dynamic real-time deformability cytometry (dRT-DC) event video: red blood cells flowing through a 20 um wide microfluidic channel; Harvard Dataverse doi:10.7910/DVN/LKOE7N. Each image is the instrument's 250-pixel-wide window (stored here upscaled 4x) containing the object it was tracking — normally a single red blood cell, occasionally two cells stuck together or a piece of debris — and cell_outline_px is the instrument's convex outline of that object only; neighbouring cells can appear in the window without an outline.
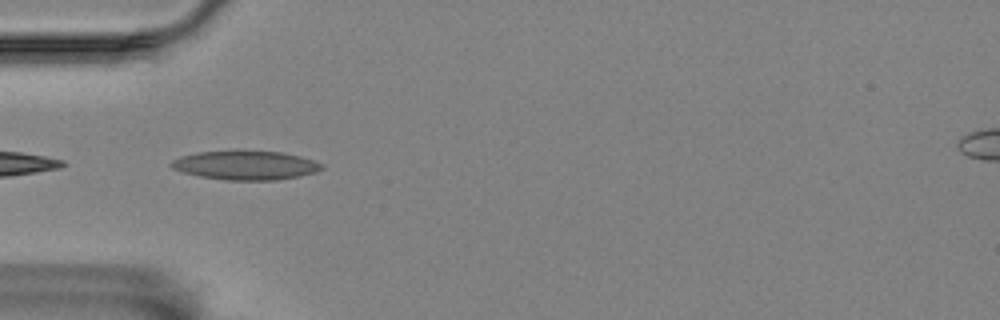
{"species": "Egyptian fruit bat (a non-hibernating species)", "species_latin": "Rousettus aegyptiacus", "temperature_condition": "room temperature", "stored_images_in_passage": 6, "camera_frame_rate_fps": 3000, "um_per_image_px": 0.085, "animal": {"sex": "female"}, "frame": {"image": 1, "passage_image": 5, "time_ms": 4.667, "image_size_px": [1000, 320], "cell_outline_px": [[324, 168], [316, 172], [300, 176], [276, 180], [224, 180], [200, 176], [184, 172], [172, 168], [168, 164], [172, 160], [180, 156], [196, 152], [236, 148], [280, 152], [300, 156], [324, 164]], "centroid_in_image_um": [20.85, 14.01], "position_along_channel_um": 64.2, "area_um2": 26.3}}
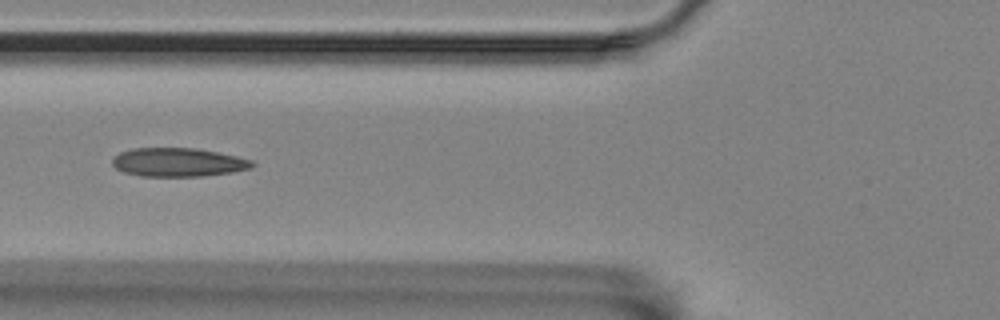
{"frame": {"image": 2, "passage_image": 6, "time_ms": 6.0, "image_size_px": [1000, 320], "cell_outline_px": [[256, 164], [252, 168], [232, 172], [204, 176], [140, 176], [124, 172], [116, 168], [112, 164], [112, 160], [120, 152], [132, 148], [196, 148], [236, 156], [252, 160]], "centroid_in_image_um": [15.16, 13.79], "position_along_channel_um": 110.6, "area_um2": 23.35}}